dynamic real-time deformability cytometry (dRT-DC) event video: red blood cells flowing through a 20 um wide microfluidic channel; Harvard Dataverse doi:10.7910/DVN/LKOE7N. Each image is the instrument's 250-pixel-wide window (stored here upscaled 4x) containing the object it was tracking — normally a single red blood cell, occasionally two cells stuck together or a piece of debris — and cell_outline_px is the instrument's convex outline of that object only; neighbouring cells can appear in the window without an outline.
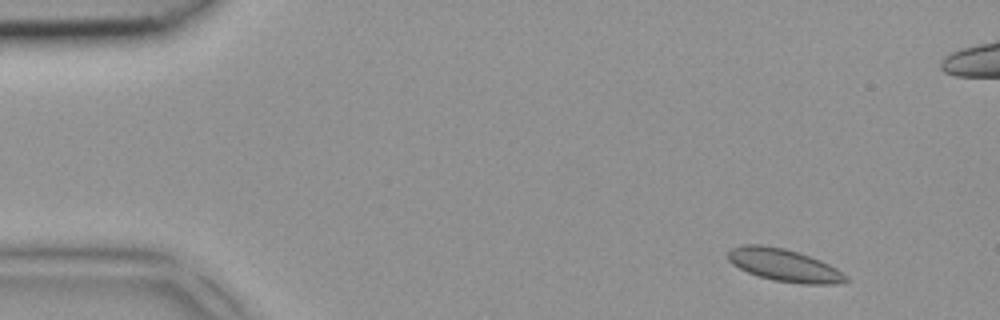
{"species": "common noctule bat (a hibernating species)", "species_latin": "Nyctalus noctula", "temperature_condition": "room temperature", "stored_images_in_passage": 3, "segment_of_instrument_passage": [2, 2], "camera_frame_rate_fps": 3000, "um_per_image_px": 0.085, "animal": {"sex": "female", "body_mass_g": 18.4}, "frame": {"image": 1, "passage_image": 3, "time_ms": 0.667, "image_size_px": [1000, 320], "cell_outline_px": [[848, 280], [836, 284], [800, 284], [772, 280], [748, 272], [732, 264], [728, 260], [728, 252], [732, 248], [744, 244], [760, 244], [784, 248], [820, 260], [836, 268], [848, 276]], "centroid_in_image_um": [66.65, 22.54], "position_along_channel_um": 18.4, "area_um2": 22.2}}